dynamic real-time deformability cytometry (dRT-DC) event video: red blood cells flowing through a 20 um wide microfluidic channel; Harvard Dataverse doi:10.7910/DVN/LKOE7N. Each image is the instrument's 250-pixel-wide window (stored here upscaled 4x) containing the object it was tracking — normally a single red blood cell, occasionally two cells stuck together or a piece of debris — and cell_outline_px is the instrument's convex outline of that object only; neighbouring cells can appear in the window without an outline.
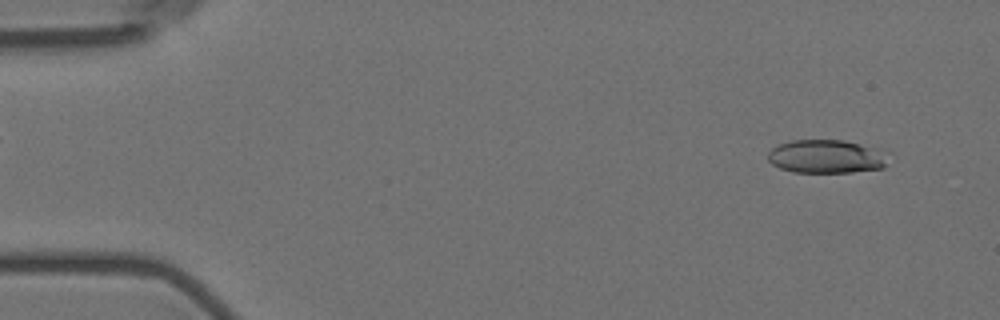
{"species": "Egyptian fruit bat (a non-hibernating species)", "species_latin": "Rousettus aegyptiacus", "temperature_condition": "room temperature", "stored_images_in_passage": 20, "camera_frame_rate_fps": 3000, "um_per_image_px": 0.085, "animal": {"sex": "female"}, "frame": {"image": 1, "passage_image": 3, "time_ms": 0.667, "image_size_px": [1000, 320], "cell_outline_px": [[892, 152], [884, 168], [852, 172], [792, 172], [780, 168], [772, 164], [768, 160], [768, 152], [772, 148], [780, 144], [792, 140], [844, 140]], "centroid_in_image_um": [70.31, 13.3], "position_along_channel_um": 14.7, "area_um2": 23.81}}
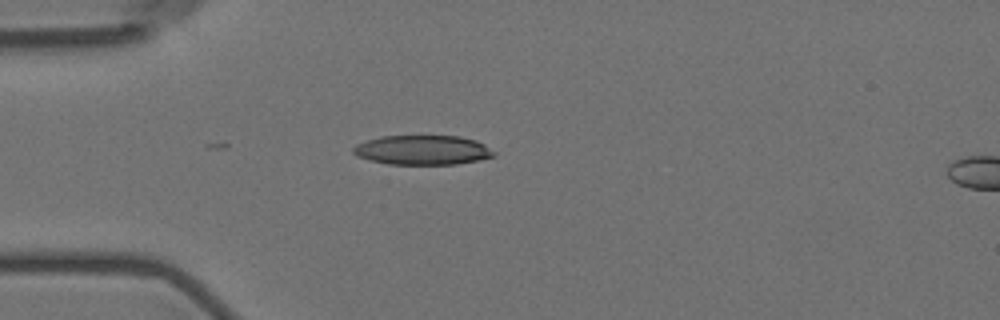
{"frame": {"image": 2, "passage_image": 14, "time_ms": 4.333, "image_size_px": [1000, 320], "cell_outline_px": [[496, 156], [480, 160], [456, 164], [388, 164], [356, 156], [352, 152], [352, 148], [356, 144], [380, 136], [460, 136], [476, 140], [484, 144], [496, 152]], "centroid_in_image_um": [35.95, 12.75], "position_along_channel_um": 49.1, "area_um2": 24.28}}
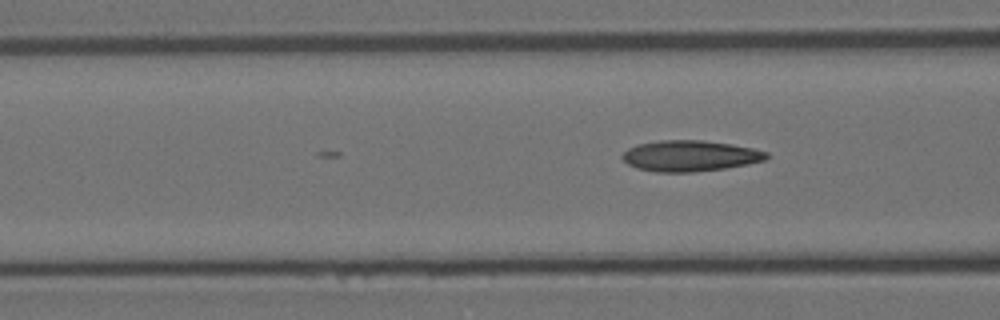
{"frame": {"image": 3, "passage_image": 20, "time_ms": 6.333, "image_size_px": [1000, 320], "cell_outline_px": [[768, 156], [764, 160], [748, 164], [724, 168], [692, 172], [656, 172], [636, 168], [628, 164], [620, 156], [628, 148], [636, 144], [656, 140], [700, 140], [732, 144], [752, 148], [768, 152]], "centroid_in_image_um": [58.61, 13.24], "position_along_channel_um": 108.0, "area_um2": 26.01}}